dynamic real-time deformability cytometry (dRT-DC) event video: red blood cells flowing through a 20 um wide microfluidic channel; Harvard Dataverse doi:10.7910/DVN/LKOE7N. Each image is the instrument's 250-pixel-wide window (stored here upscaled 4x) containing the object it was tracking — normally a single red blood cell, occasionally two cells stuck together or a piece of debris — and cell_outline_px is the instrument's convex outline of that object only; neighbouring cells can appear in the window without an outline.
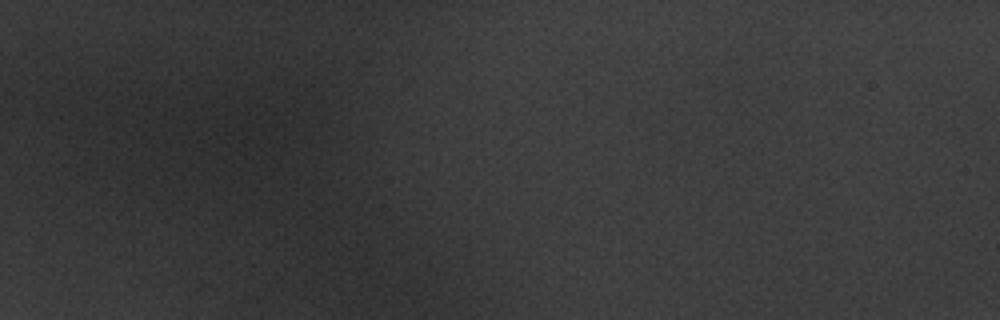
{"species": "common noctule bat (a hibernating species)", "species_latin": "Nyctalus noctula", "temperature_condition": "warm", "stored_images_in_passage": 2, "camera_frame_rate_fps": 3000, "um_per_image_px": 0.085, "animal": {"sex": "male", "body_mass_g": 20.1, "forearm_length_mm": 53.5}, "frame": {"image": 1, "passage_image": 1, "time_ms": 0.0, "image_size_px": [1000, 320], "cell_outline_px": [[304, 156], [296, 164], [284, 172], [272, 168], [240, 152], [232, 144], [232, 132], [248, 120], [276, 108], [284, 108], [304, 136]], "centroid_in_image_um": [23.04, 11.89], "position_along_channel_um": 62.0, "area_um2": 22.6}}